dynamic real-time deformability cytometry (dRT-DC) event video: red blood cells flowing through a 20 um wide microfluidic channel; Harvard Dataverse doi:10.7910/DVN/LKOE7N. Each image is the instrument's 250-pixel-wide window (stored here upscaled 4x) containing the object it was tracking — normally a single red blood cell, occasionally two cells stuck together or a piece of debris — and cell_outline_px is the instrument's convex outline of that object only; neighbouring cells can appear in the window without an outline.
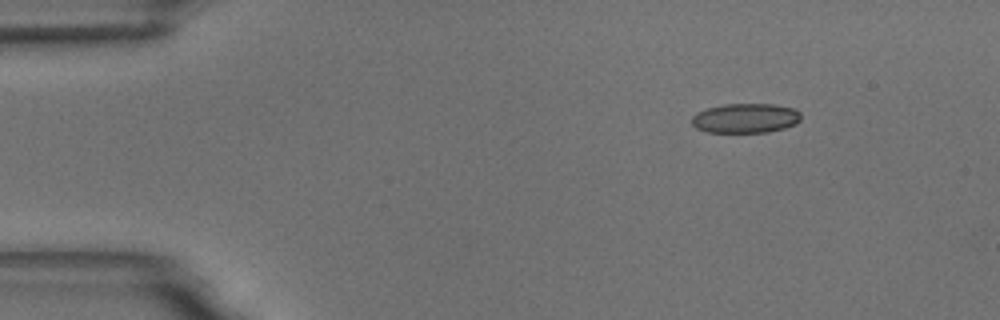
{"species": "common noctule bat (a hibernating species)", "species_latin": "Nyctalus noctula", "temperature_condition": "room temperature", "stored_images_in_passage": 49, "camera_frame_rate_fps": 3000, "um_per_image_px": 0.085, "animal": {"sex": "male", "body_mass_g": 18.8}, "frame": {"image": 1, "passage_image": 1, "time_ms": 0.0, "image_size_px": [1000, 320], "cell_outline_px": [[800, 120], [796, 124], [784, 128], [768, 132], [704, 132], [696, 128], [692, 124], [692, 116], [696, 112], [708, 108], [724, 104], [772, 104], [792, 108], [800, 112]], "centroid_in_image_um": [63.35, 10.05], "position_along_channel_um": 21.7, "area_um2": 18.84}}
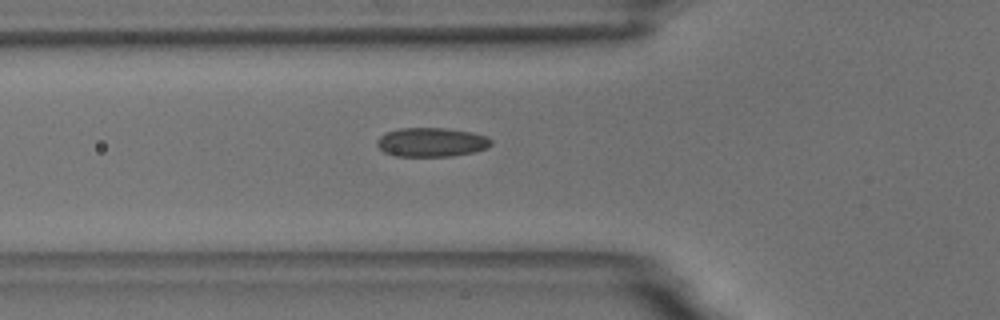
{"frame": {"image": 2, "passage_image": 13, "time_ms": 4.0, "image_size_px": [1000, 320], "cell_outline_px": [[492, 144], [488, 148], [472, 152], [452, 156], [396, 156], [384, 152], [376, 144], [376, 140], [380, 136], [388, 132], [400, 128], [444, 128], [472, 132], [488, 136], [492, 140]], "centroid_in_image_um": [36.7, 12.08], "position_along_channel_um": 89.1, "area_um2": 19.36}}
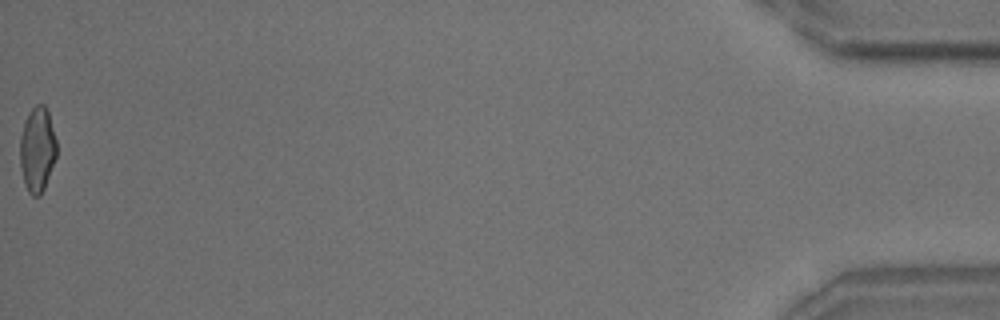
{"frame": {"image": 3, "passage_image": 49, "time_ms": 16.0, "image_size_px": [1000, 320], "cell_outline_px": [[56, 156], [44, 188], [40, 196], [32, 196], [28, 192], [24, 184], [20, 164], [20, 136], [24, 120], [28, 112], [36, 104], [44, 104], [48, 112], [56, 140]], "centroid_in_image_um": [3.15, 12.7], "position_along_channel_um": 432.1, "area_um2": 18.15}, "authors_computed_cell_mechanics": {"area_um2": 18.8428, "velocity_mm_per_s": 3.6742, "shape_relaxation_time_tau1_ms": 8.1179, "shape_relaxation_time_tau2_ms": 1.5535, "deformation_change_tau1": 0.1545, "deformation_change_tau2": 0.0763}}